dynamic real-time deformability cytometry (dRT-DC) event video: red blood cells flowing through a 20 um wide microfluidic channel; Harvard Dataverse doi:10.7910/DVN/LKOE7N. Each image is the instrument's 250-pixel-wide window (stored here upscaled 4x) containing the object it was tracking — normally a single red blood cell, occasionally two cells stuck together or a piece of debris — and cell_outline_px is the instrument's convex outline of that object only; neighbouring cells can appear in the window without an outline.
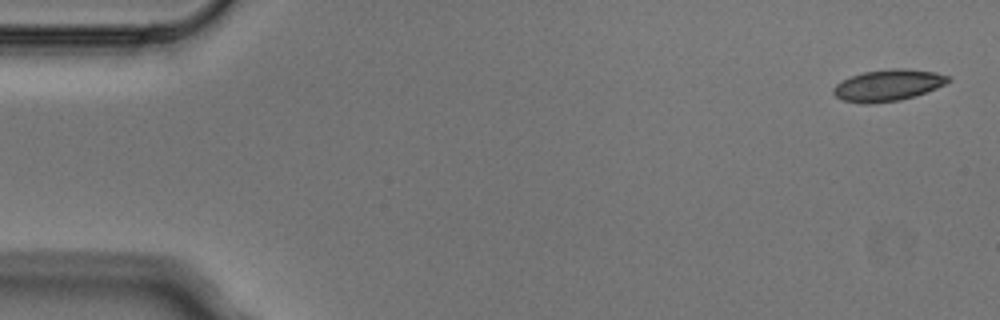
{"species": "Egyptian fruit bat (a non-hibernating species)", "species_latin": "Rousettus aegyptiacus", "temperature_condition": "cold", "stored_images_in_passage": 4, "camera_frame_rate_fps": 3000, "um_per_image_px": 0.085, "animal": {"sex": "male"}, "frame": {"image": 1, "passage_image": 1, "time_ms": 0.0, "image_size_px": [1000, 320], "cell_outline_px": [[952, 80], [936, 88], [916, 96], [900, 100], [872, 104], [864, 104], [844, 100], [836, 96], [832, 92], [832, 88], [836, 84], [852, 76], [864, 72], [892, 68], [904, 68], [936, 72], [948, 76]], "centroid_in_image_um": [75.49, 7.25], "position_along_channel_um": 9.5, "area_um2": 21.04}}
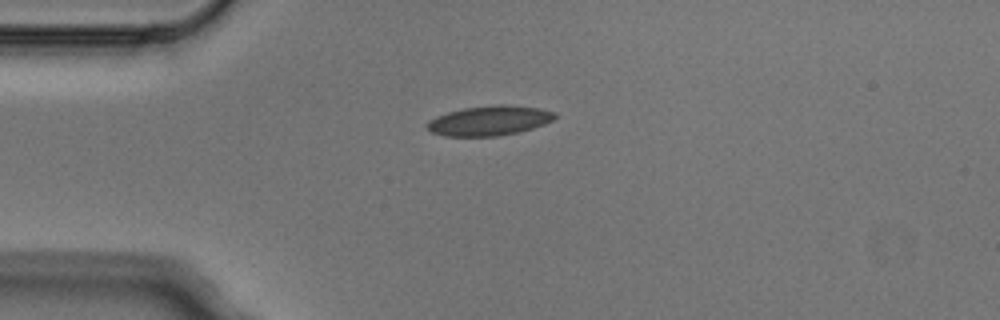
{"frame": {"image": 2, "passage_image": 4, "time_ms": 1.0, "image_size_px": [1000, 320], "cell_outline_px": [[556, 116], [552, 120], [544, 124], [520, 132], [496, 136], [444, 136], [432, 132], [424, 128], [428, 120], [436, 116], [448, 112], [464, 108], [500, 104], [504, 104], [536, 108], [556, 112]], "centroid_in_image_um": [41.55, 10.26], "position_along_channel_um": 43.5, "area_um2": 22.14}}